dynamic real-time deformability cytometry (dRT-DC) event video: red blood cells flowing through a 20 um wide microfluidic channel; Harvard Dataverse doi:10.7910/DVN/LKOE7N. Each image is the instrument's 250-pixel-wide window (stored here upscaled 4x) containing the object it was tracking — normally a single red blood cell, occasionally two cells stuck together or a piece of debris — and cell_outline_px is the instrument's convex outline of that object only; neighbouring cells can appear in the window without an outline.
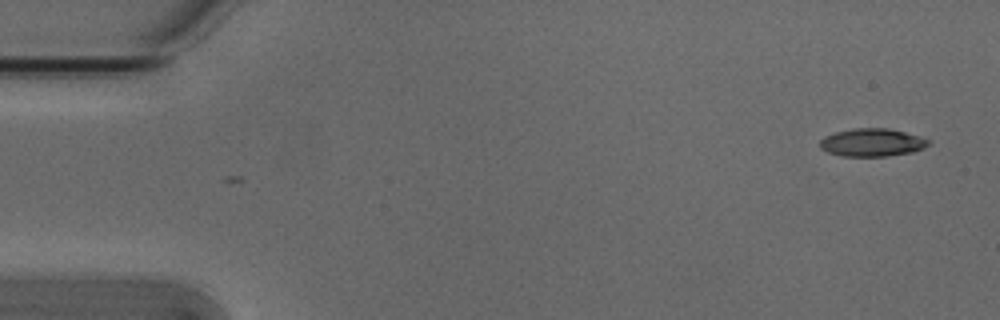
{"species": "Egyptian fruit bat (a non-hibernating species)", "species_latin": "Rousettus aegyptiacus", "temperature_condition": "cold", "stored_images_in_passage": 5, "camera_frame_rate_fps": 3000, "um_per_image_px": 0.085, "animal": {"sex": "male"}, "frame": {"image": 1, "passage_image": 1, "time_ms": 0.0, "image_size_px": [1000, 320], "cell_outline_px": [[928, 144], [924, 148], [912, 152], [888, 156], [844, 156], [828, 152], [820, 148], [820, 140], [824, 136], [836, 132], [852, 128], [888, 128], [920, 136], [928, 140]], "centroid_in_image_um": [74.11, 12.11], "position_along_channel_um": 10.9, "area_um2": 17.57}}
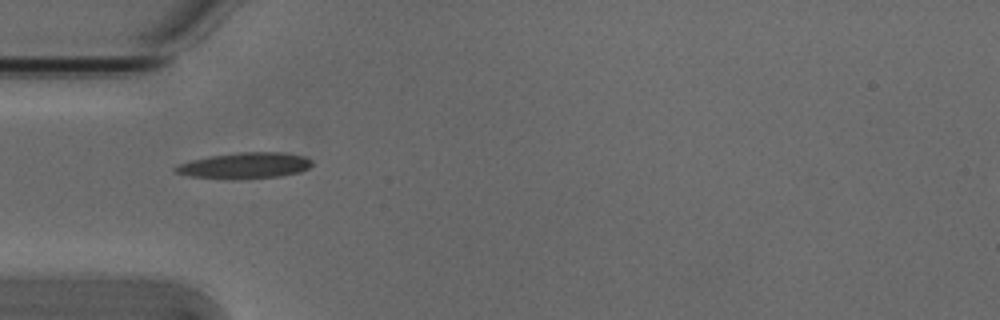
{"frame": {"image": 2, "passage_image": 5, "time_ms": 1.333, "image_size_px": [1000, 320], "cell_outline_px": [[312, 164], [308, 168], [300, 172], [280, 176], [240, 180], [192, 176], [176, 172], [172, 168], [180, 164], [192, 160], [212, 156], [240, 152], [280, 152], [304, 156], [312, 160]], "centroid_in_image_um": [20.85, 14.08], "position_along_channel_um": 64.1, "area_um2": 20.58}}